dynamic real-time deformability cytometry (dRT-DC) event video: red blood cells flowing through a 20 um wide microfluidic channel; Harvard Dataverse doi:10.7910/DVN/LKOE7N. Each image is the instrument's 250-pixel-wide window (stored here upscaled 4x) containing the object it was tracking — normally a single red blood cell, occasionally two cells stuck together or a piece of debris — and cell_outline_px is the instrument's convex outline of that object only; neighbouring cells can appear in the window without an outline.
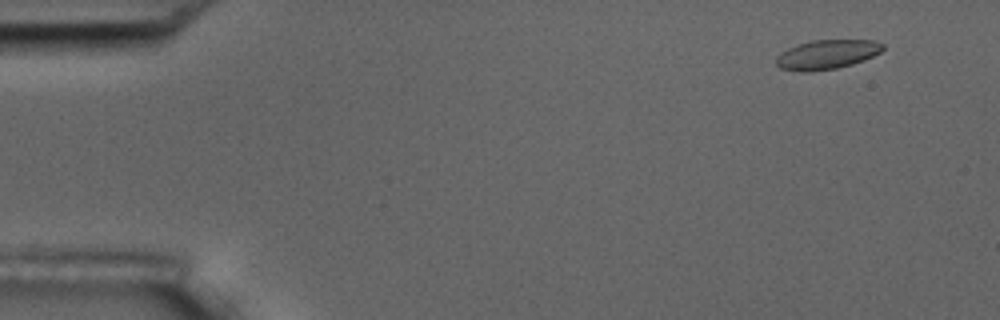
{"species": "common noctule bat (a hibernating species)", "species_latin": "Nyctalus noctula", "temperature_condition": "room temperature", "stored_images_in_passage": 7, "camera_frame_rate_fps": 3000, "um_per_image_px": 0.085, "animal": {"sex": "male", "body_mass_g": 17.5, "forearm_length_mm": 52.3}, "frame": {"image": 1, "passage_image": 1, "time_ms": 0.0, "image_size_px": [1000, 320], "cell_outline_px": [[884, 48], [880, 52], [864, 60], [852, 64], [836, 68], [812, 72], [800, 72], [780, 68], [776, 64], [776, 56], [780, 52], [796, 44], [812, 40], [872, 40], [884, 44]], "centroid_in_image_um": [70.25, 4.63], "position_along_channel_um": 14.8, "area_um2": 18.38}}
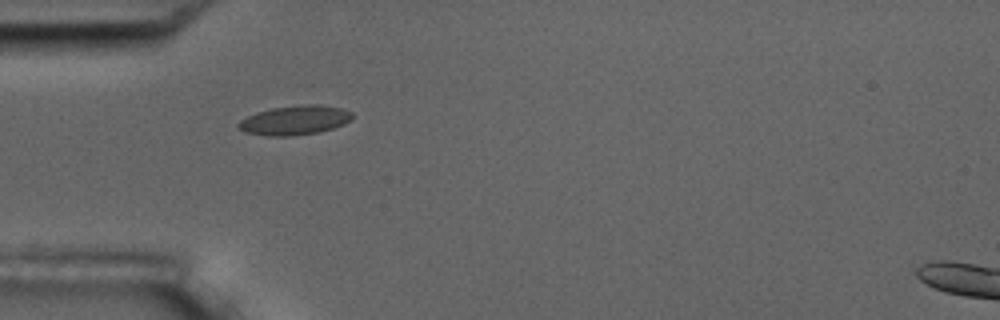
{"frame": {"image": 2, "passage_image": 5, "time_ms": 4.333, "image_size_px": [1000, 320], "cell_outline_px": [[352, 120], [344, 124], [320, 132], [292, 136], [268, 136], [244, 132], [236, 124], [240, 120], [256, 112], [272, 108], [304, 104], [320, 104], [340, 108], [352, 112]], "centroid_in_image_um": [25.06, 10.22], "position_along_channel_um": 59.9, "area_um2": 19.54}}